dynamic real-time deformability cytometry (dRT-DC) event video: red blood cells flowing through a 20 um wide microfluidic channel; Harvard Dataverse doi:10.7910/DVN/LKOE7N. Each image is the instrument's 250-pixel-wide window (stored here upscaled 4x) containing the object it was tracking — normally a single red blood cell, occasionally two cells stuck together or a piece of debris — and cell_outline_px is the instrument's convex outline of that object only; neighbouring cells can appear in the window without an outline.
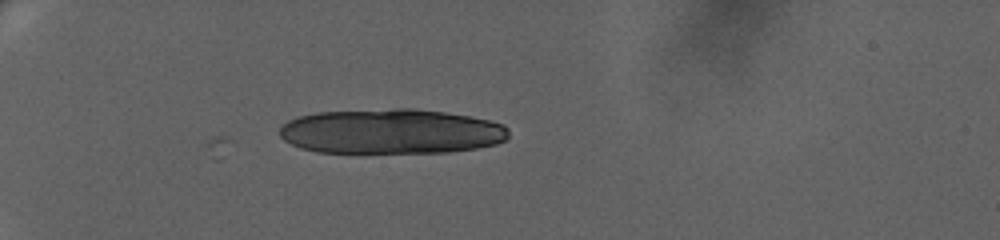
{"species": "human", "species_latin": "Homo sapiens", "temperature_condition": "warm", "stored_images_in_passage": 43, "camera_frame_rate_fps": 3000, "um_per_image_px": 0.085, "donor": {"sex": "female"}, "frame": {"image": 1, "passage_image": 1, "time_ms": 0.0, "image_size_px": [1000, 240], "cell_outline_px": [[508, 140], [496, 144], [476, 148], [448, 152], [316, 152], [300, 148], [284, 140], [280, 136], [280, 128], [288, 120], [296, 116], [316, 112], [396, 108], [416, 108], [444, 112], [468, 116], [488, 120], [504, 124], [508, 128]], "centroid_in_image_um": [33.24, 11.16], "position_along_channel_um": 51.8, "area_um2": 60.23}}